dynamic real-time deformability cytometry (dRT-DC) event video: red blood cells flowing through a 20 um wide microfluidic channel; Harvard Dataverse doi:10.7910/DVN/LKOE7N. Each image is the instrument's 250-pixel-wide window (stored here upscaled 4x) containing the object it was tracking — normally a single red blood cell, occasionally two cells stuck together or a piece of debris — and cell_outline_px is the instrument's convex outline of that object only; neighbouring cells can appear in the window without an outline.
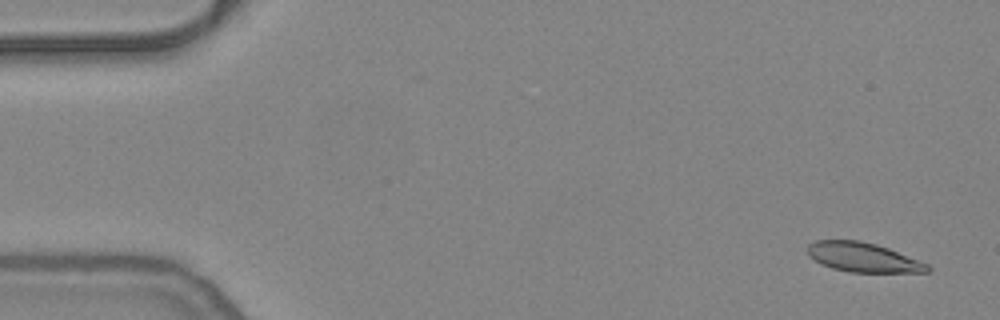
{"species": "common noctule bat (a hibernating species)", "species_latin": "Nyctalus noctula", "temperature_condition": "warm", "stored_images_in_passage": 19, "camera_frame_rate_fps": 3000, "um_per_image_px": 0.085, "animal": {"sex": "female", "body_mass_g": 24.6, "forearm_length_mm": 56.2}, "frame": {"image": 1, "passage_image": 3, "time_ms": 0.667, "image_size_px": [1000, 320], "cell_outline_px": [[932, 268], [928, 272], [848, 272], [832, 268], [820, 264], [808, 256], [808, 244], [816, 240], [860, 240], [876, 244], [888, 248], [928, 264]], "centroid_in_image_um": [73.33, 21.87], "position_along_channel_um": 11.7, "area_um2": 20.58}}
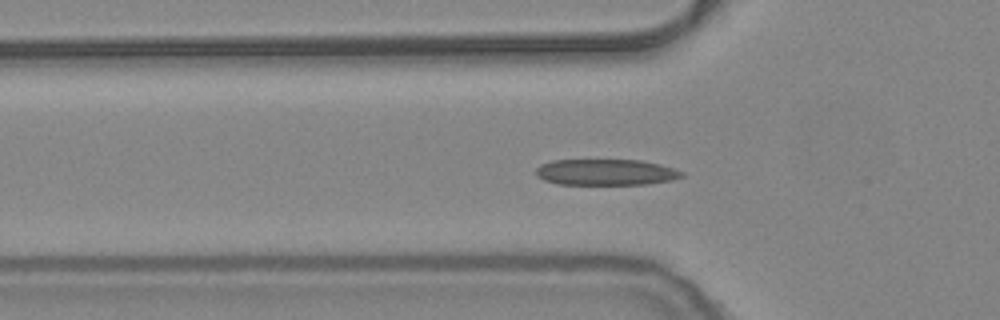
{"frame": {"image": 2, "passage_image": 18, "time_ms": 5.667, "image_size_px": [1000, 320], "cell_outline_px": [[684, 176], [672, 180], [648, 184], [556, 184], [544, 180], [536, 176], [536, 168], [540, 164], [552, 160], [640, 160], [660, 164], [684, 172]], "centroid_in_image_um": [51.48, 14.63], "position_along_channel_um": 74.3, "area_um2": 22.25}}